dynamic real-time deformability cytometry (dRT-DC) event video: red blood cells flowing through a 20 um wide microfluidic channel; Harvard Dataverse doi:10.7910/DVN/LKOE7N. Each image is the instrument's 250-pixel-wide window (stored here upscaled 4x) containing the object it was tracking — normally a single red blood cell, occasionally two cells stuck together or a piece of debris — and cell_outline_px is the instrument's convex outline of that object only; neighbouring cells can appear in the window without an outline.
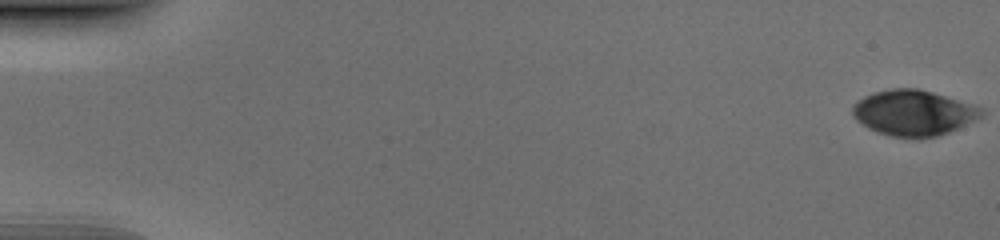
{"species": "human", "species_latin": "Homo sapiens", "temperature_condition": "cold", "stored_images_in_passage": 53, "camera_frame_rate_fps": 3000, "um_per_image_px": 0.085, "donor": {"sex": "male"}, "frame": {"image": 1, "passage_image": 1, "time_ms": 0.0, "image_size_px": [1000, 240], "cell_outline_px": [[984, 116], [948, 132], [936, 136], [920, 140], [916, 140], [892, 136], [876, 132], [868, 128], [856, 120], [852, 116], [852, 108], [864, 96], [876, 92], [892, 88], [916, 88], [932, 92], [972, 104], [984, 108]], "centroid_in_image_um": [77.66, 9.62], "position_along_channel_um": 7.3, "area_um2": 34.39}}
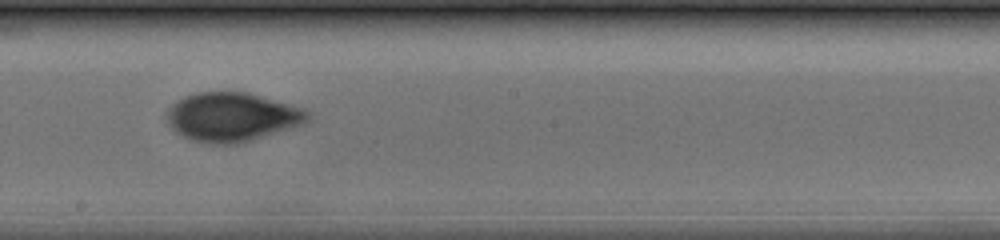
{"frame": {"image": 2, "passage_image": 31, "time_ms": 10.0, "image_size_px": [1000, 240], "cell_outline_px": [[312, 116], [308, 120], [300, 124], [236, 144], [208, 144], [192, 140], [180, 136], [168, 124], [164, 116], [164, 112], [172, 104], [184, 96], [196, 92], [248, 92], [304, 108]], "centroid_in_image_um": [19.64, 9.93], "position_along_channel_um": 228.6, "area_um2": 40.11}}
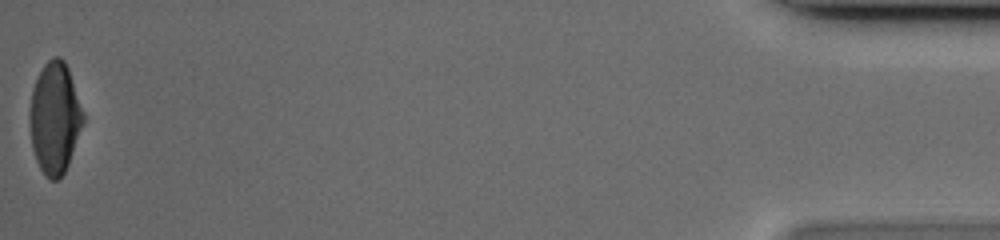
{"frame": {"image": 3, "passage_image": 53, "time_ms": 17.333, "image_size_px": [1000, 240], "cell_outline_px": [[84, 120], [68, 164], [60, 180], [48, 180], [44, 176], [36, 160], [32, 148], [28, 120], [28, 116], [32, 88], [44, 64], [52, 56], [60, 56], [64, 60], [68, 68], [84, 116]], "centroid_in_image_um": [4.62, 10.05], "position_along_channel_um": 430.6, "area_um2": 34.74}}